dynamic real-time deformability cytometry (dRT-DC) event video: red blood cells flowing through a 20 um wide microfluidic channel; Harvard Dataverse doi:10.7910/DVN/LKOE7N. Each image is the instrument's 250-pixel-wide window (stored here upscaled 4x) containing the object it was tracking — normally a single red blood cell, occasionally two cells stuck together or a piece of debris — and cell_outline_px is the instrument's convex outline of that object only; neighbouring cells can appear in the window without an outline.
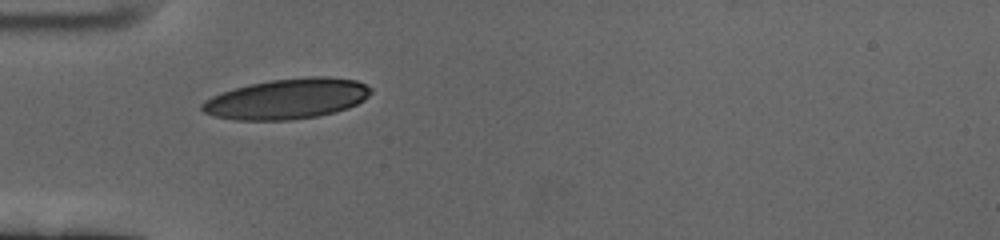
{"species": "human", "species_latin": "Homo sapiens", "temperature_condition": "cold", "stored_images_in_passage": 42, "camera_frame_rate_fps": 3000, "um_per_image_px": 0.085, "donor": {"sex": "female"}, "frame": {"image": 1, "passage_image": 1, "time_ms": 0.0, "image_size_px": [1000, 240], "cell_outline_px": [[372, 92], [364, 100], [348, 108], [316, 116], [292, 120], [236, 120], [212, 116], [204, 112], [200, 108], [200, 104], [204, 100], [212, 96], [236, 88], [252, 84], [272, 80], [312, 76], [328, 76], [356, 80], [372, 88]], "centroid_in_image_um": [24.4, 8.4], "position_along_channel_um": 60.6, "area_um2": 39.54}}
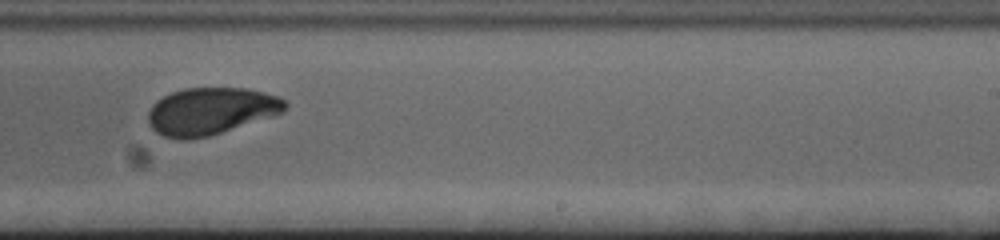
{"frame": {"image": 2, "passage_image": 20, "time_ms": 6.333, "image_size_px": [1000, 240], "cell_outline_px": [[288, 108], [284, 112], [272, 116], [208, 136], [184, 140], [180, 140], [164, 136], [156, 132], [152, 128], [148, 120], [148, 112], [152, 104], [156, 100], [172, 92], [184, 88], [244, 88], [264, 92], [276, 96], [284, 100], [288, 104]], "centroid_in_image_um": [17.9, 9.44], "position_along_channel_um": 271.1, "area_um2": 37.45}}
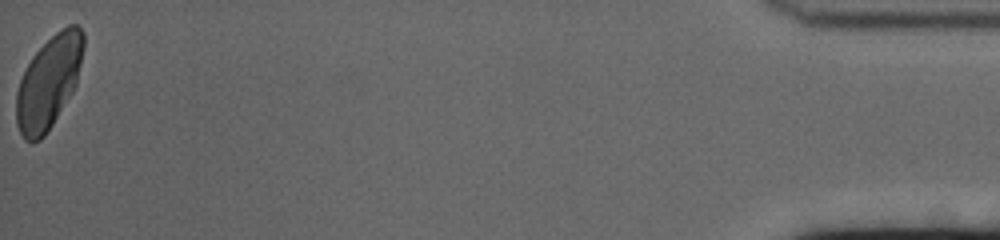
{"frame": {"image": 3, "passage_image": 42, "time_ms": 13.667, "image_size_px": [1000, 240], "cell_outline_px": [[84, 48], [76, 84], [72, 92], [52, 124], [44, 136], [40, 140], [24, 140], [16, 124], [16, 92], [20, 80], [32, 56], [56, 32], [68, 24], [76, 24], [84, 32]], "centroid_in_image_um": [4.15, 6.96], "position_along_channel_um": 431.1, "area_um2": 35.84}, "authors_computed_cell_mechanics": {"area_um2": 37.5411, "velocity_mm_per_s": 3.3974, "shape_relaxation_time_tau1_ms": 3.2276, "shape_relaxation_time_tau2_ms": 1.4362, "deformation_change_tau1": 0.1462, "deformation_change_tau2": 0.0593}}